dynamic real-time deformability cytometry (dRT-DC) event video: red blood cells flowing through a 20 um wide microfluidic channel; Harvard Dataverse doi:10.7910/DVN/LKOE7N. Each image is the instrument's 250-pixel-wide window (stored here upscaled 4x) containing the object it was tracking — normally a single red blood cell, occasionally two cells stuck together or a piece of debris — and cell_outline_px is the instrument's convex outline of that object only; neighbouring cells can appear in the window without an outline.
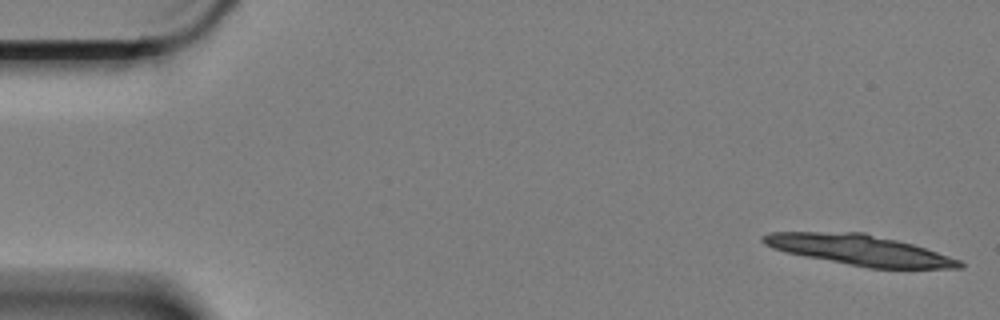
{"species": "Egyptian fruit bat (a non-hibernating species)", "species_latin": "Rousettus aegyptiacus", "temperature_condition": "cold", "stored_images_in_passage": 16, "camera_frame_rate_fps": 3000, "um_per_image_px": 0.085, "animal": {"sex": "female"}, "frame": {"image": 1, "passage_image": 1, "time_ms": 0.0, "image_size_px": [1000, 320], "cell_outline_px": [[964, 268], [868, 268], [804, 256], [784, 252], [772, 248], [764, 244], [760, 240], [760, 236], [768, 232], [864, 232], [912, 244], [960, 260], [964, 264]], "centroid_in_image_um": [72.99, 21.24], "position_along_channel_um": 12.0, "area_um2": 34.68}}